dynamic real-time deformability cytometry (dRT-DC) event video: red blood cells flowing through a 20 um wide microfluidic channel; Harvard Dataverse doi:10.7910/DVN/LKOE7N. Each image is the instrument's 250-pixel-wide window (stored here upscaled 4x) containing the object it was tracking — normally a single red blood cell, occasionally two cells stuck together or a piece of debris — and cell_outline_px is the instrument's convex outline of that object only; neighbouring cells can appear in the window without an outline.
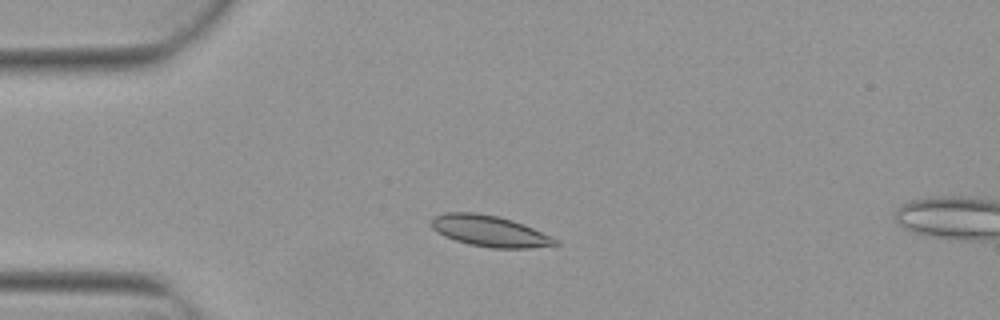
{"species": "Egyptian fruit bat (a non-hibernating species)", "species_latin": "Rousettus aegyptiacus", "temperature_condition": "warm", "stored_images_in_passage": 4, "camera_frame_rate_fps": 3000, "um_per_image_px": 0.085, "animal": {"sex": "female"}, "frame": {"image": 1, "passage_image": 3, "time_ms": 0.667, "image_size_px": [1000, 320], "cell_outline_px": [[560, 244], [528, 248], [492, 248], [468, 244], [444, 236], [432, 228], [428, 224], [428, 220], [432, 216], [444, 212], [476, 212], [500, 216], [524, 224], [552, 236], [560, 240]], "centroid_in_image_um": [41.58, 19.62], "position_along_channel_um": 43.4, "area_um2": 22.89}}